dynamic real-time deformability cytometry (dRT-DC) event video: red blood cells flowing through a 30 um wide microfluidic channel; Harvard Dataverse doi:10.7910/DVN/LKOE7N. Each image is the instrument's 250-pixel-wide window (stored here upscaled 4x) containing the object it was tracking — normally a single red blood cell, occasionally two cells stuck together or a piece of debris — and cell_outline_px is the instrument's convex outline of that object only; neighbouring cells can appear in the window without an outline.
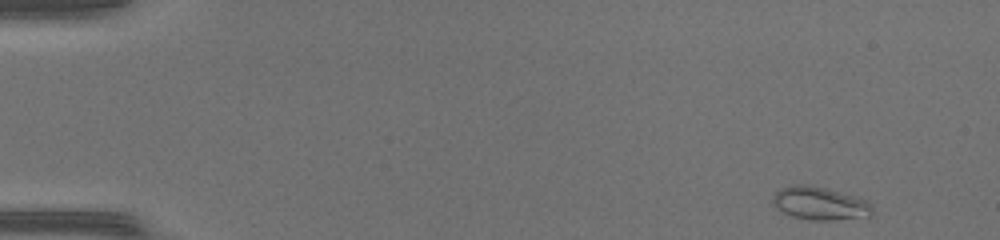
{"species": "common noctule bat (a hibernating species)", "species_latin": "Nyctalus noctula", "temperature_condition": "warm", "stored_images_in_passage": 45, "camera_frame_rate_fps": 3000, "um_per_image_px": 0.085, "animal": {"sex": "female", "body_mass_g": 17.0, "forearm_length_mm": 48.0}, "frame": {"image": 1, "passage_image": 1, "time_ms": 0.0, "image_size_px": [1000, 240], "cell_outline_px": [[872, 212], [868, 216], [828, 220], [808, 220], [792, 216], [784, 212], [772, 200], [776, 192], [780, 188], [796, 184], [800, 184], [824, 188], [840, 192], [868, 200], [872, 204]], "centroid_in_image_um": [69.71, 17.29], "position_along_channel_um": 15.3, "area_um2": 18.73}}
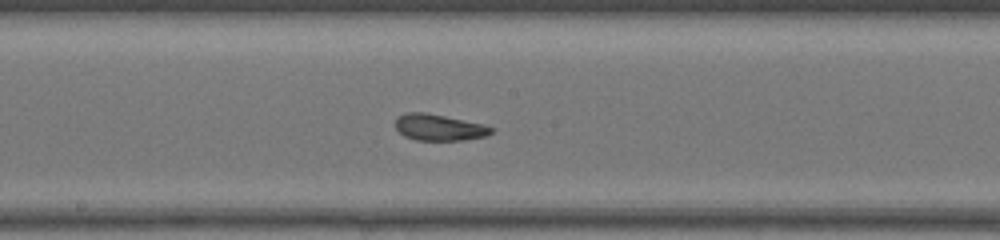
{"frame": {"image": 2, "passage_image": 24, "time_ms": 7.667, "image_size_px": [1000, 240], "cell_outline_px": [[492, 132], [484, 136], [464, 140], [416, 140], [404, 136], [396, 128], [396, 116], [404, 112], [424, 112], [484, 124], [492, 128]], "centroid_in_image_um": [37.27, 10.82], "position_along_channel_um": 210.9, "area_um2": 14.62}}
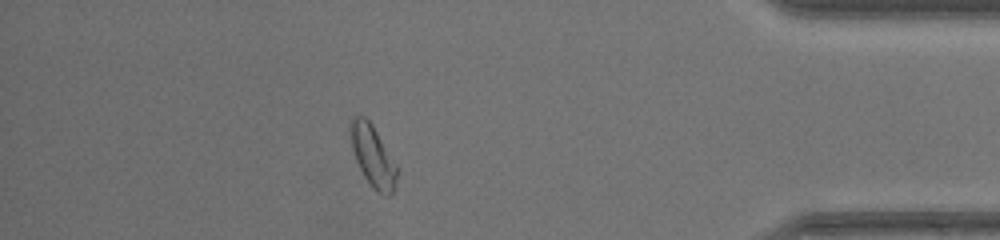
{"frame": {"image": 3, "passage_image": 40, "time_ms": 13.0, "image_size_px": [1000, 240], "cell_outline_px": [[396, 184], [392, 192], [388, 196], [376, 192], [372, 188], [364, 176], [356, 160], [352, 148], [348, 128], [352, 120], [356, 116], [364, 116], [372, 124], [396, 168]], "centroid_in_image_um": [31.64, 13.28], "position_along_channel_um": 403.6, "area_um2": 16.07}, "authors_computed_cell_mechanics": {"area_um2": 15.9528, "velocity_mm_per_s": 4.3356, "shape_relaxation_time_tau1_ms": null, "shape_relaxation_time_tau2_ms": 1.5753, "deformation_change_tau1": null, "deformation_change_tau2": 0.0803}}